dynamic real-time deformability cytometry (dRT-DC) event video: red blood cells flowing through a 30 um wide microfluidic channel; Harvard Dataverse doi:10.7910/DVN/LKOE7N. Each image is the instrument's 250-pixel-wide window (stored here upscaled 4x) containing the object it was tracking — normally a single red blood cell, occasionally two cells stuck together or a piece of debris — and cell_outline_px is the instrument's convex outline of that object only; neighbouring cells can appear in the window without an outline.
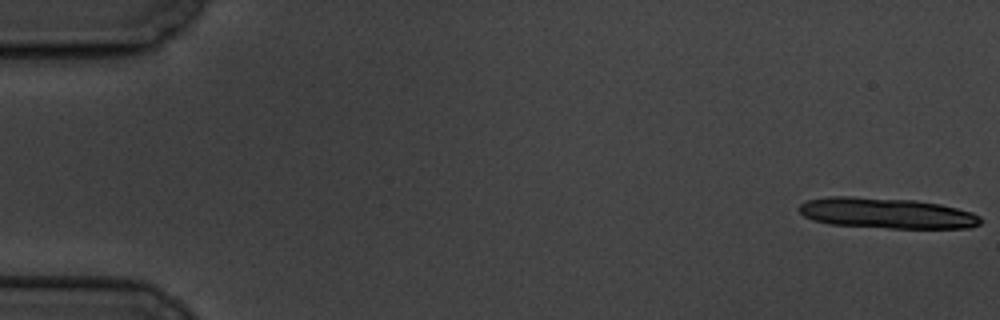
{"species": "common noctule bat (a hibernating species)", "species_latin": "Nyctalus noctula", "temperature_condition": "cold", "stored_images_in_passage": 6, "camera_frame_rate_fps": 3000, "um_per_image_px": 0.085, "animal": {"sex": "male", "body_mass_g": 19.5, "forearm_length_mm": 54.6}, "frame": {"image": 1, "passage_image": 1, "time_ms": 0.0, "image_size_px": [1000, 320], "cell_outline_px": [[980, 224], [972, 228], [888, 228], [832, 224], [812, 220], [804, 216], [800, 212], [800, 204], [808, 200], [828, 196], [852, 196], [916, 200], [940, 204], [972, 212], [980, 216]], "centroid_in_image_um": [75.37, 18.11], "position_along_channel_um": 9.6, "area_um2": 32.43}}
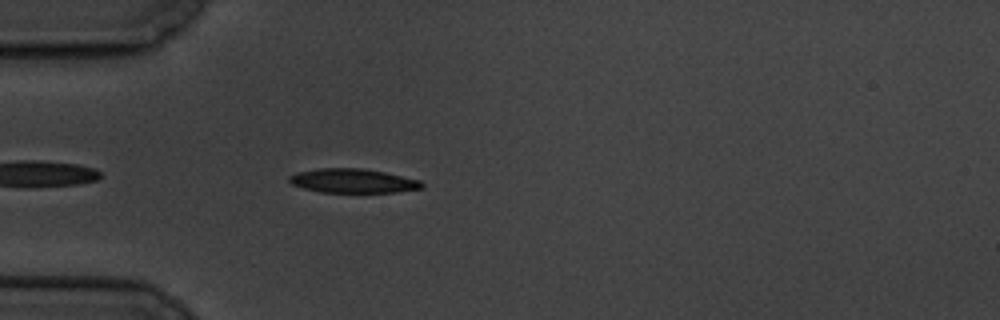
{"frame": {"image": 2, "passage_image": 6, "time_ms": 5.667, "image_size_px": [1000, 320], "cell_outline_px": [[424, 188], [396, 192], [320, 192], [304, 188], [292, 184], [288, 180], [288, 176], [296, 172], [320, 168], [364, 168], [384, 172], [420, 180], [424, 184]], "centroid_in_image_um": [30.0, 15.37], "position_along_channel_um": 55.0, "area_um2": 18.67}}